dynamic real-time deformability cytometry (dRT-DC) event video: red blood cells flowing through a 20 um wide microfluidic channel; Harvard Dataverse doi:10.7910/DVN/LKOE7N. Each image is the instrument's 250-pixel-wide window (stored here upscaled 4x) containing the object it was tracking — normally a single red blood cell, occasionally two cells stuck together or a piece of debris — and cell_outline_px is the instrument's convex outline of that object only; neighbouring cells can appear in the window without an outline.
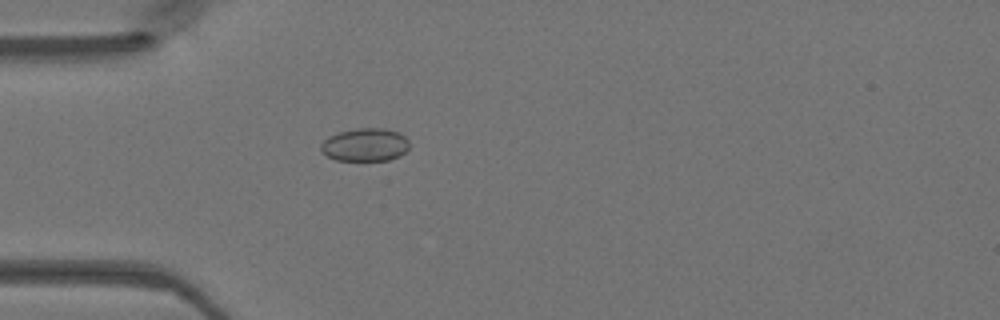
{"species": "Egyptian fruit bat (a non-hibernating species)", "species_latin": "Rousettus aegyptiacus", "temperature_condition": "warm", "stored_images_in_passage": 49, "camera_frame_rate_fps": 3000, "um_per_image_px": 0.085, "animal": {"sex": "female"}, "frame": {"image": 1, "passage_image": 15, "time_ms": 4.667, "image_size_px": [1000, 320], "cell_outline_px": [[408, 148], [400, 156], [388, 160], [336, 160], [320, 152], [320, 144], [328, 136], [340, 132], [356, 128], [384, 128], [400, 132], [408, 140]], "centroid_in_image_um": [31.02, 12.3], "position_along_channel_um": 54.0, "area_um2": 17.11}}
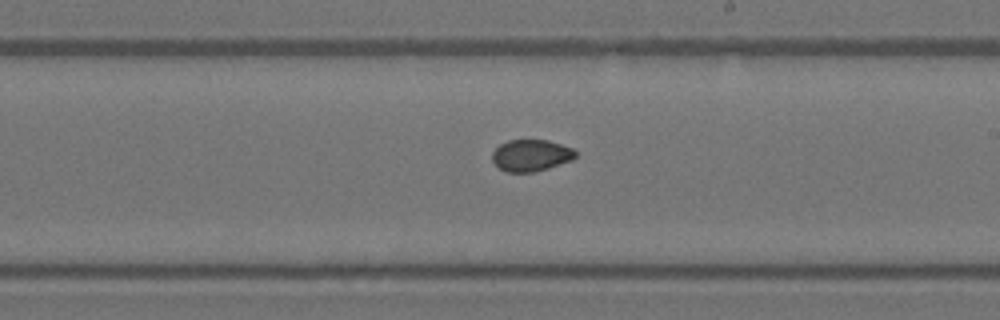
{"frame": {"image": 2, "passage_image": 29, "time_ms": 9.333, "image_size_px": [1000, 320], "cell_outline_px": [[576, 156], [572, 160], [548, 168], [532, 172], [508, 172], [500, 168], [492, 160], [492, 152], [500, 144], [508, 140], [548, 140], [572, 148], [576, 152]], "centroid_in_image_um": [45.13, 13.2], "position_along_channel_um": 243.9, "area_um2": 15.26}}
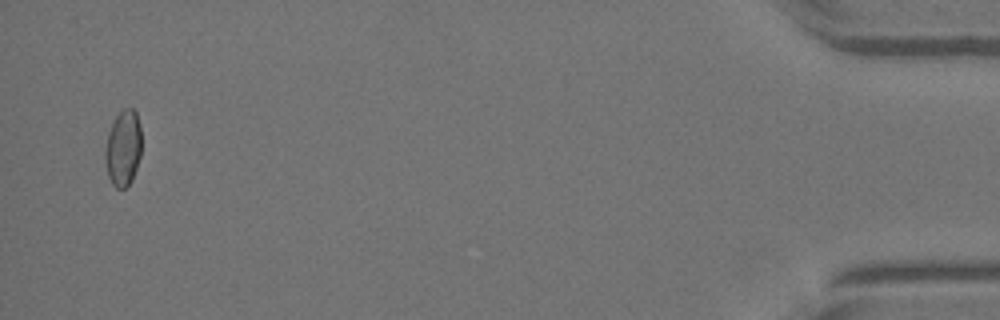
{"frame": {"image": 3, "passage_image": 48, "time_ms": 15.667, "image_size_px": [1000, 320], "cell_outline_px": [[140, 156], [132, 180], [124, 188], [116, 188], [112, 184], [108, 176], [104, 160], [104, 152], [108, 132], [112, 120], [124, 108], [132, 108], [136, 112], [140, 124]], "centroid_in_image_um": [10.44, 12.58], "position_along_channel_um": 424.8, "area_um2": 16.18}}